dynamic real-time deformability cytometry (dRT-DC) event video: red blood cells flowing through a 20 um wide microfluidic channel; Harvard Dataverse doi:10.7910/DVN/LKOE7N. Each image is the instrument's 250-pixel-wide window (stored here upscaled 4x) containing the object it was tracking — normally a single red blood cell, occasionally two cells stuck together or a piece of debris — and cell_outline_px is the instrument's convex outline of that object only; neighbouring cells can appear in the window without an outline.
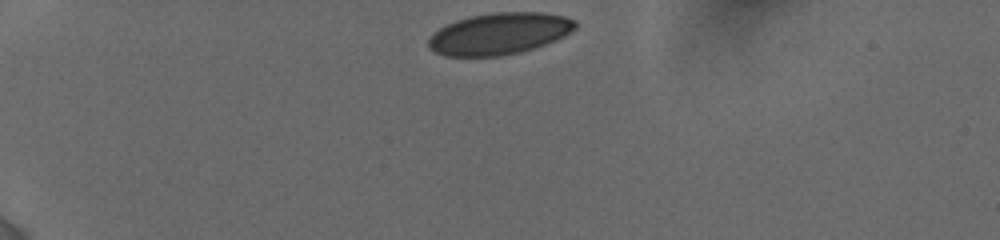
{"species": "human", "species_latin": "Homo sapiens", "temperature_condition": "cold", "stored_images_in_passage": 30, "camera_frame_rate_fps": 3000, "um_per_image_px": 0.085, "donor": {"sex": "female"}, "frame": {"image": 1, "passage_image": 1, "time_ms": 0.0, "image_size_px": [1000, 240], "cell_outline_px": [[576, 28], [564, 36], [556, 40], [520, 52], [500, 56], [444, 56], [428, 48], [428, 40], [440, 28], [456, 20], [472, 16], [492, 12], [540, 12], [564, 16], [576, 20]], "centroid_in_image_um": [42.45, 2.86], "position_along_channel_um": 42.5, "area_um2": 35.43}}
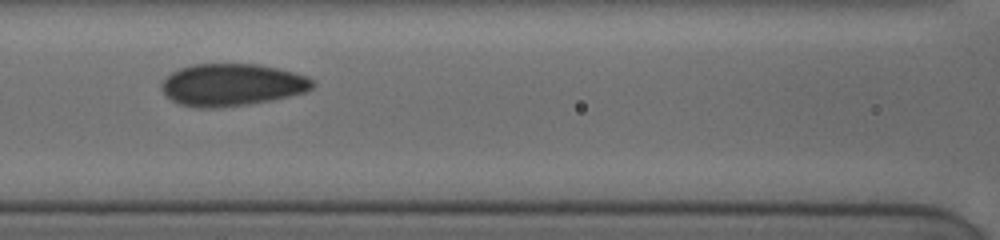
{"frame": {"image": 2, "passage_image": 18, "time_ms": 4.333, "image_size_px": [1000, 240], "cell_outline_px": [[316, 84], [312, 88], [304, 92], [272, 100], [248, 104], [216, 108], [196, 108], [180, 104], [172, 100], [160, 88], [160, 84], [172, 72], [180, 68], [192, 64], [256, 64], [276, 68], [308, 76]], "centroid_in_image_um": [19.7, 7.21], "position_along_channel_um": 146.9, "area_um2": 37.05}}
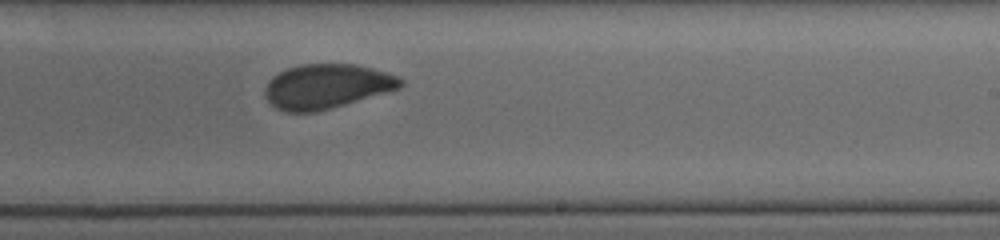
{"frame": {"image": 3, "passage_image": 30, "time_ms": 7.333, "image_size_px": [1000, 240], "cell_outline_px": [[404, 84], [400, 88], [332, 108], [316, 112], [288, 112], [276, 108], [264, 96], [264, 88], [268, 80], [272, 76], [288, 68], [300, 64], [356, 64], [372, 68], [400, 76], [404, 80]], "centroid_in_image_um": [27.77, 7.33], "position_along_channel_um": 261.2, "area_um2": 35.32}}